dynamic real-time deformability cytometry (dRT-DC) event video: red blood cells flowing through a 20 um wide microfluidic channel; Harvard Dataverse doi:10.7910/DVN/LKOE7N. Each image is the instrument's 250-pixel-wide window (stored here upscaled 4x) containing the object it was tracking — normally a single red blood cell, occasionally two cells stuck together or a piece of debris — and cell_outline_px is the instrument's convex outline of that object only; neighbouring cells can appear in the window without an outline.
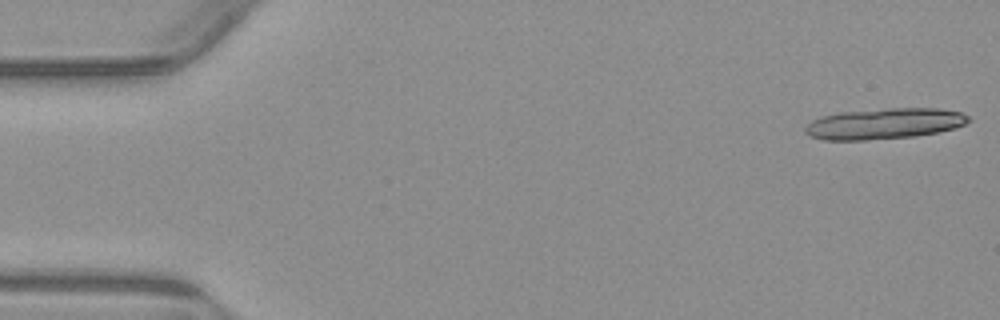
{"species": "common noctule bat (a hibernating species)", "species_latin": "Nyctalus noctula", "temperature_condition": "warm", "stored_images_in_passage": 18, "camera_frame_rate_fps": 3000, "um_per_image_px": 0.085, "animal": {"sex": "male", "body_mass_g": 23.1, "forearm_length_mm": 52.7}, "frame": {"image": 1, "passage_image": 1, "time_ms": 0.0, "image_size_px": [1000, 320], "cell_outline_px": [[972, 120], [964, 124], [952, 128], [936, 132], [916, 136], [868, 140], [824, 140], [808, 136], [804, 132], [804, 128], [812, 120], [820, 116], [840, 112], [888, 108], [936, 108], [960, 112], [968, 116]], "centroid_in_image_um": [75.11, 10.51], "position_along_channel_um": 9.9, "area_um2": 29.42}}